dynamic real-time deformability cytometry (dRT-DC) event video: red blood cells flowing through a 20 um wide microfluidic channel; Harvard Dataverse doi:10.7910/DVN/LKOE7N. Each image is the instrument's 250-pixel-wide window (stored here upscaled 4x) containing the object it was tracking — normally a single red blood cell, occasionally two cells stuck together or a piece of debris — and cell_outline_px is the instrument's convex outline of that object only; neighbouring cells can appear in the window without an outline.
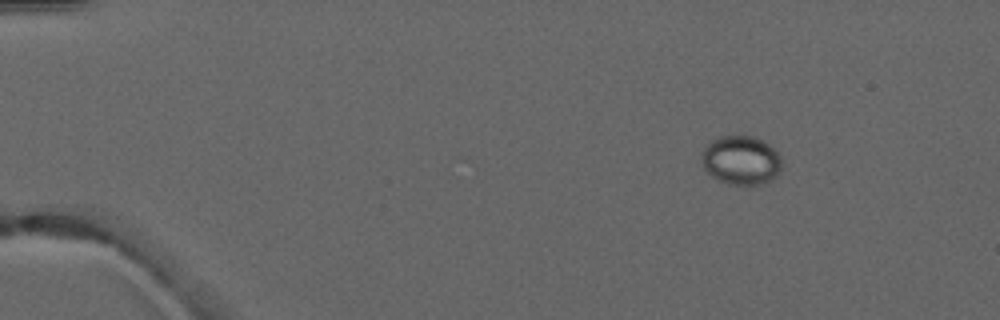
{"species": "common noctule bat (a hibernating species)", "species_latin": "Nyctalus noctula", "temperature_condition": "warm", "stored_images_in_passage": 5, "camera_frame_rate_fps": 3000, "um_per_image_px": 0.085, "animal": {"sex": "male", "forearm_length_mm": 52.5}, "frame": {"image": 1, "passage_image": 1, "time_ms": 0.0, "image_size_px": [1000, 320], "cell_outline_px": [[780, 172], [772, 180], [756, 184], [728, 184], [712, 176], [704, 168], [700, 156], [704, 148], [712, 140], [720, 136], [752, 136], [764, 140], [780, 156]], "centroid_in_image_um": [62.97, 13.61], "position_along_channel_um": 22.0, "area_um2": 22.66}}